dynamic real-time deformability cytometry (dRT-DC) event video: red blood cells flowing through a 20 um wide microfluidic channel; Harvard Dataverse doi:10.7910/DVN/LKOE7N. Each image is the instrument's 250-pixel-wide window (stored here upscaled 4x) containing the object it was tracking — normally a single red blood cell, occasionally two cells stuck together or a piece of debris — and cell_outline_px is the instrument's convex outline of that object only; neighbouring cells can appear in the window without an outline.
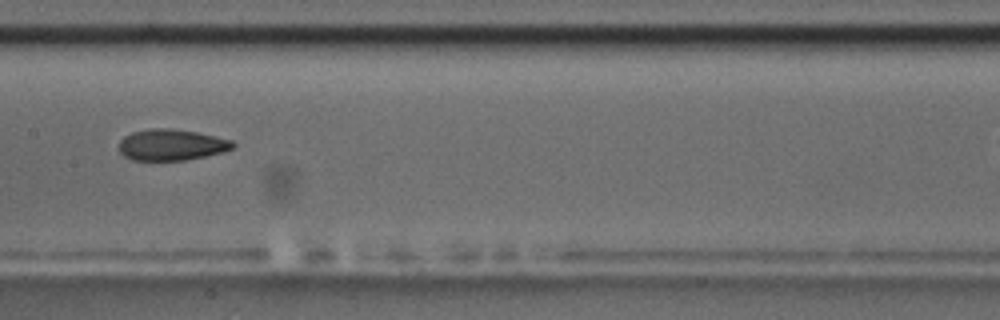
{"species": "common noctule bat (a hibernating species)", "species_latin": "Nyctalus noctula", "temperature_condition": "room temperature", "stored_images_in_passage": 15, "camera_frame_rate_fps": 3000, "um_per_image_px": 0.085, "animal": {"sex": "male", "body_mass_g": 17.5, "forearm_length_mm": 52.3}, "frame": {"image": 1, "passage_image": 9, "time_ms": 9.333, "image_size_px": [1000, 320], "cell_outline_px": [[236, 144], [232, 148], [224, 152], [184, 160], [132, 160], [124, 156], [120, 152], [120, 140], [124, 136], [132, 132], [152, 128], [172, 128], [196, 132], [232, 140]], "centroid_in_image_um": [14.57, 12.3], "position_along_channel_um": 192.8, "area_um2": 20.63}, "authors_computed_cell_mechanics": {"area_um2": 20.5768, "velocity_mm_per_s": 3.5629, "shape_relaxation_time_tau1_ms": 7.0514, "shape_relaxation_time_tau2_ms": 2.0542, "deformation_change_tau1": 0.1835, "deformation_change_tau2": 0.0654}}